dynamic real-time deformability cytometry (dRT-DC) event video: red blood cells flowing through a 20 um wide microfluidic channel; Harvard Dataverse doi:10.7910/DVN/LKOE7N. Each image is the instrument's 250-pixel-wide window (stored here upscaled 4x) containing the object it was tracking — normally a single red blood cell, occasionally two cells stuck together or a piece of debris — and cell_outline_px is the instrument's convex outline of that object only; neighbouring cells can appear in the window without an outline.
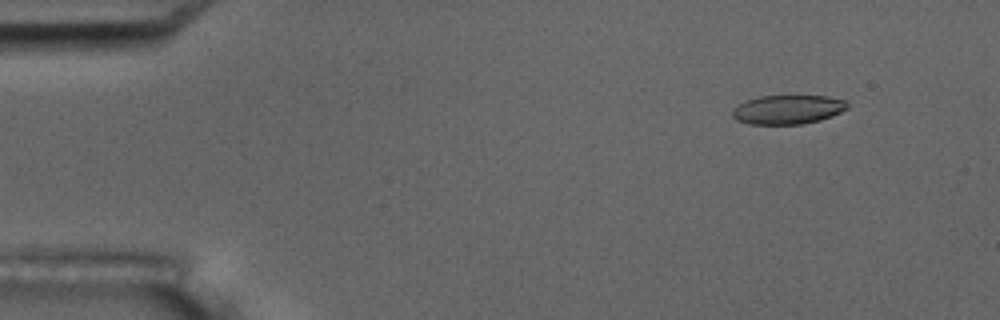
{"species": "common noctule bat (a hibernating species)", "species_latin": "Nyctalus noctula", "temperature_condition": "room temperature", "stored_images_in_passage": 4, "camera_frame_rate_fps": 3000, "um_per_image_px": 0.085, "animal": {"sex": "male", "body_mass_g": 17.5, "forearm_length_mm": 52.3}, "frame": {"image": 1, "passage_image": 2, "time_ms": 1.0, "image_size_px": [1000, 320], "cell_outline_px": [[848, 108], [832, 116], [820, 120], [804, 124], [748, 124], [736, 120], [732, 116], [732, 112], [740, 104], [748, 100], [760, 96], [828, 96], [844, 100], [848, 104]], "centroid_in_image_um": [66.99, 9.32], "position_along_channel_um": 18.0, "area_um2": 19.36}}